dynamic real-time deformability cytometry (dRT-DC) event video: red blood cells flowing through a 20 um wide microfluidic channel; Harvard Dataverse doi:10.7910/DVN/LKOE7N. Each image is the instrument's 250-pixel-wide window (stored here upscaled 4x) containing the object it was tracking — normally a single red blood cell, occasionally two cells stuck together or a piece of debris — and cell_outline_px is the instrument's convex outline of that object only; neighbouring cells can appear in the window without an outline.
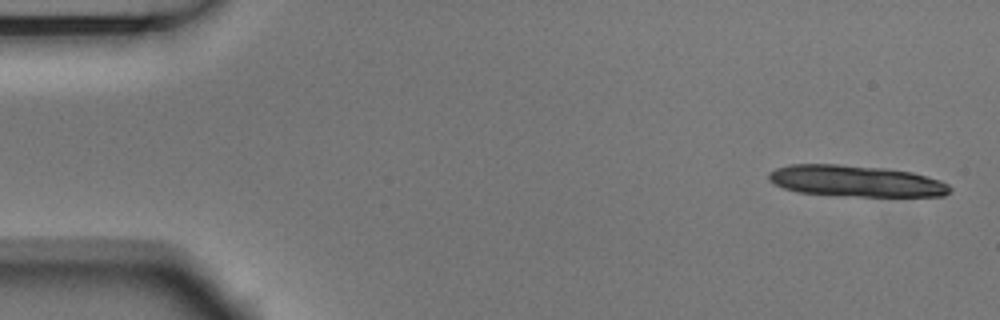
{"species": "Egyptian fruit bat (a non-hibernating species)", "species_latin": "Rousettus aegyptiacus", "temperature_condition": "room temperature", "stored_images_in_passage": 5, "segment_of_instrument_passage": [1, 2], "camera_frame_rate_fps": 3000, "um_per_image_px": 0.085, "animal": {"sex": "male"}, "frame": {"image": 1, "passage_image": 1, "time_ms": 0.0, "image_size_px": [1000, 320], "cell_outline_px": [[952, 188], [944, 196], [860, 196], [800, 192], [784, 188], [768, 180], [768, 172], [776, 168], [792, 164], [840, 164], [884, 168], [912, 172], [940, 180], [948, 184]], "centroid_in_image_um": [72.75, 15.37], "position_along_channel_um": 12.2, "area_um2": 32.83}}